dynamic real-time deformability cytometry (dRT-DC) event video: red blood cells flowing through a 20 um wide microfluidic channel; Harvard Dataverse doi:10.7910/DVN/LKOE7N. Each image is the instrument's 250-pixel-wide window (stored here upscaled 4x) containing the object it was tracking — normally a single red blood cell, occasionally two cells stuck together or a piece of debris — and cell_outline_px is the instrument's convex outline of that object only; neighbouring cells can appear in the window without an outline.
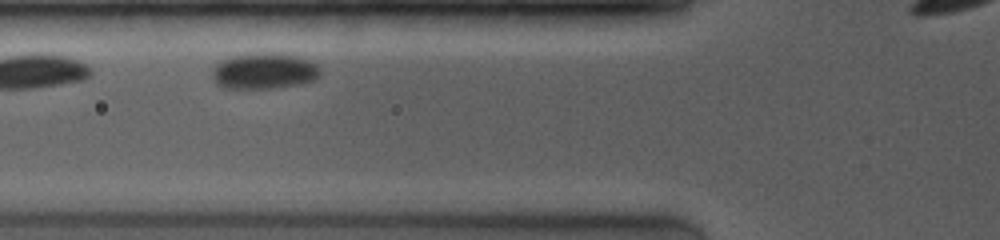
{"species": "common noctule bat (a hibernating species)", "species_latin": "Nyctalus noctula", "temperature_condition": "room temperature", "stored_images_in_passage": 5, "camera_frame_rate_fps": 4000, "um_per_image_px": 0.085, "animal": {"sex": "female", "body_mass_g": 19.0, "forearm_length_mm": 53.3}, "frame": {"image": 1, "passage_image": 3, "time_ms": 1.25, "image_size_px": [1000, 240], "cell_outline_px": [[320, 76], [316, 80], [300, 84], [272, 88], [224, 88], [216, 84], [212, 76], [212, 68], [216, 64], [232, 56], [260, 52], [276, 52], [300, 56], [316, 64], [320, 68]], "centroid_in_image_um": [22.48, 6.03], "position_along_channel_um": 103.3, "area_um2": 22.95}}